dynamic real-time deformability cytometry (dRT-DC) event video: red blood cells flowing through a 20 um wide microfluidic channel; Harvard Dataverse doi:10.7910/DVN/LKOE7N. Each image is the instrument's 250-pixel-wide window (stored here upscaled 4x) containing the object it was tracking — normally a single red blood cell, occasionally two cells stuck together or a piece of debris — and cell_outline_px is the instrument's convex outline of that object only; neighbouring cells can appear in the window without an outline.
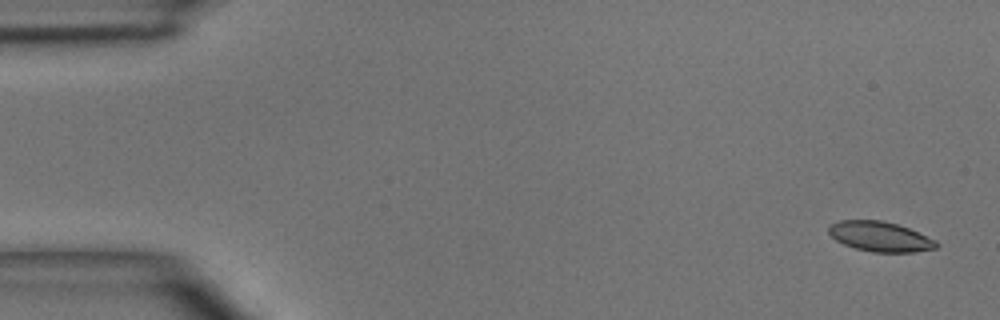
{"species": "common noctule bat (a hibernating species)", "species_latin": "Nyctalus noctula", "temperature_condition": "room temperature", "stored_images_in_passage": 4, "camera_frame_rate_fps": 3000, "um_per_image_px": 0.085, "animal": {"sex": "male", "body_mass_g": 15.6}, "frame": {"image": 1, "passage_image": 1, "time_ms": 0.0, "image_size_px": [1000, 320], "cell_outline_px": [[940, 244], [936, 248], [916, 252], [872, 252], [856, 248], [844, 244], [836, 240], [828, 232], [828, 224], [840, 220], [880, 220], [896, 224], [908, 228], [936, 240]], "centroid_in_image_um": [74.8, 20.1], "position_along_channel_um": 10.2, "area_um2": 18.79}}
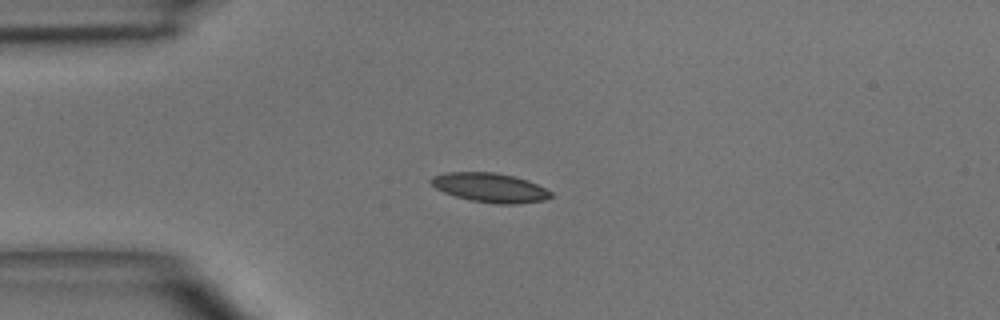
{"frame": {"image": 2, "passage_image": 4, "time_ms": 3.333, "image_size_px": [1000, 320], "cell_outline_px": [[552, 196], [544, 200], [520, 204], [496, 204], [472, 200], [456, 196], [444, 192], [436, 188], [428, 180], [432, 176], [444, 172], [492, 172], [512, 176], [528, 180], [552, 192]], "centroid_in_image_um": [41.64, 15.95], "position_along_channel_um": 43.4, "area_um2": 20.35}}